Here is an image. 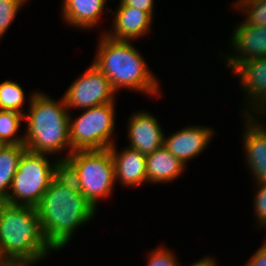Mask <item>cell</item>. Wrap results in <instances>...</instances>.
Instances as JSON below:
<instances>
[{
  "instance_id": "1",
  "label": "cell",
  "mask_w": 266,
  "mask_h": 266,
  "mask_svg": "<svg viewBox=\"0 0 266 266\" xmlns=\"http://www.w3.org/2000/svg\"><path fill=\"white\" fill-rule=\"evenodd\" d=\"M36 208L41 230L54 250L65 247L73 232L96 214V209L82 193L73 192L54 179Z\"/></svg>"
},
{
  "instance_id": "2",
  "label": "cell",
  "mask_w": 266,
  "mask_h": 266,
  "mask_svg": "<svg viewBox=\"0 0 266 266\" xmlns=\"http://www.w3.org/2000/svg\"><path fill=\"white\" fill-rule=\"evenodd\" d=\"M27 130L24 134V145L27 150L35 153L55 154L68 148L71 153L69 116L64 97L54 100L42 92H34L30 96ZM68 111V112H67Z\"/></svg>"
},
{
  "instance_id": "3",
  "label": "cell",
  "mask_w": 266,
  "mask_h": 266,
  "mask_svg": "<svg viewBox=\"0 0 266 266\" xmlns=\"http://www.w3.org/2000/svg\"><path fill=\"white\" fill-rule=\"evenodd\" d=\"M101 35L93 64L108 78L115 92L128 88L150 96L159 94V82L131 42Z\"/></svg>"
},
{
  "instance_id": "4",
  "label": "cell",
  "mask_w": 266,
  "mask_h": 266,
  "mask_svg": "<svg viewBox=\"0 0 266 266\" xmlns=\"http://www.w3.org/2000/svg\"><path fill=\"white\" fill-rule=\"evenodd\" d=\"M0 247L11 261L37 262L54 250L41 230L36 207L0 202Z\"/></svg>"
},
{
  "instance_id": "5",
  "label": "cell",
  "mask_w": 266,
  "mask_h": 266,
  "mask_svg": "<svg viewBox=\"0 0 266 266\" xmlns=\"http://www.w3.org/2000/svg\"><path fill=\"white\" fill-rule=\"evenodd\" d=\"M48 154L25 150L10 187L8 204L37 207L53 179V165Z\"/></svg>"
},
{
  "instance_id": "6",
  "label": "cell",
  "mask_w": 266,
  "mask_h": 266,
  "mask_svg": "<svg viewBox=\"0 0 266 266\" xmlns=\"http://www.w3.org/2000/svg\"><path fill=\"white\" fill-rule=\"evenodd\" d=\"M114 102L84 109L75 120L69 116L71 150H102L114 145Z\"/></svg>"
},
{
  "instance_id": "7",
  "label": "cell",
  "mask_w": 266,
  "mask_h": 266,
  "mask_svg": "<svg viewBox=\"0 0 266 266\" xmlns=\"http://www.w3.org/2000/svg\"><path fill=\"white\" fill-rule=\"evenodd\" d=\"M68 157L76 165L81 193L96 209L98 199L110 196L116 183L110 149L78 150Z\"/></svg>"
},
{
  "instance_id": "8",
  "label": "cell",
  "mask_w": 266,
  "mask_h": 266,
  "mask_svg": "<svg viewBox=\"0 0 266 266\" xmlns=\"http://www.w3.org/2000/svg\"><path fill=\"white\" fill-rule=\"evenodd\" d=\"M114 94L108 78L92 63L81 77L73 81L63 97L68 110L88 109L114 102Z\"/></svg>"
},
{
  "instance_id": "9",
  "label": "cell",
  "mask_w": 266,
  "mask_h": 266,
  "mask_svg": "<svg viewBox=\"0 0 266 266\" xmlns=\"http://www.w3.org/2000/svg\"><path fill=\"white\" fill-rule=\"evenodd\" d=\"M234 73L239 78L245 94H248L249 97L246 98L251 104L248 106L249 111L247 108L243 110V115L258 113L263 117L266 113V57L246 60L234 70Z\"/></svg>"
},
{
  "instance_id": "10",
  "label": "cell",
  "mask_w": 266,
  "mask_h": 266,
  "mask_svg": "<svg viewBox=\"0 0 266 266\" xmlns=\"http://www.w3.org/2000/svg\"><path fill=\"white\" fill-rule=\"evenodd\" d=\"M230 40L235 53L226 56L227 67L234 71L242 62L252 58L266 57V27L240 23Z\"/></svg>"
},
{
  "instance_id": "11",
  "label": "cell",
  "mask_w": 266,
  "mask_h": 266,
  "mask_svg": "<svg viewBox=\"0 0 266 266\" xmlns=\"http://www.w3.org/2000/svg\"><path fill=\"white\" fill-rule=\"evenodd\" d=\"M246 129L244 132V147L246 152L247 165L252 172L256 183L266 181V127L259 122L260 115H244ZM258 119V120H257ZM263 124V125H262Z\"/></svg>"
},
{
  "instance_id": "12",
  "label": "cell",
  "mask_w": 266,
  "mask_h": 266,
  "mask_svg": "<svg viewBox=\"0 0 266 266\" xmlns=\"http://www.w3.org/2000/svg\"><path fill=\"white\" fill-rule=\"evenodd\" d=\"M130 117L127 127L130 140L128 147L147 155L163 145L164 132L154 116L147 111H139Z\"/></svg>"
},
{
  "instance_id": "13",
  "label": "cell",
  "mask_w": 266,
  "mask_h": 266,
  "mask_svg": "<svg viewBox=\"0 0 266 266\" xmlns=\"http://www.w3.org/2000/svg\"><path fill=\"white\" fill-rule=\"evenodd\" d=\"M212 135L213 129L207 126H188L167 138L164 136L163 146L186 166L188 160L206 149Z\"/></svg>"
},
{
  "instance_id": "14",
  "label": "cell",
  "mask_w": 266,
  "mask_h": 266,
  "mask_svg": "<svg viewBox=\"0 0 266 266\" xmlns=\"http://www.w3.org/2000/svg\"><path fill=\"white\" fill-rule=\"evenodd\" d=\"M114 13L113 32H104L114 40H134L146 34L150 28L153 17L142 10L126 6L122 2Z\"/></svg>"
},
{
  "instance_id": "15",
  "label": "cell",
  "mask_w": 266,
  "mask_h": 266,
  "mask_svg": "<svg viewBox=\"0 0 266 266\" xmlns=\"http://www.w3.org/2000/svg\"><path fill=\"white\" fill-rule=\"evenodd\" d=\"M109 149L113 157L116 182L119 180L120 184L126 187L139 186L147 182L146 155L130 147L119 154L115 145Z\"/></svg>"
},
{
  "instance_id": "16",
  "label": "cell",
  "mask_w": 266,
  "mask_h": 266,
  "mask_svg": "<svg viewBox=\"0 0 266 266\" xmlns=\"http://www.w3.org/2000/svg\"><path fill=\"white\" fill-rule=\"evenodd\" d=\"M185 165L165 147L146 155L147 183H166L177 179Z\"/></svg>"
},
{
  "instance_id": "17",
  "label": "cell",
  "mask_w": 266,
  "mask_h": 266,
  "mask_svg": "<svg viewBox=\"0 0 266 266\" xmlns=\"http://www.w3.org/2000/svg\"><path fill=\"white\" fill-rule=\"evenodd\" d=\"M106 0H63L62 17L77 28L89 29L98 25Z\"/></svg>"
},
{
  "instance_id": "18",
  "label": "cell",
  "mask_w": 266,
  "mask_h": 266,
  "mask_svg": "<svg viewBox=\"0 0 266 266\" xmlns=\"http://www.w3.org/2000/svg\"><path fill=\"white\" fill-rule=\"evenodd\" d=\"M25 145H4L0 149V202H5Z\"/></svg>"
},
{
  "instance_id": "19",
  "label": "cell",
  "mask_w": 266,
  "mask_h": 266,
  "mask_svg": "<svg viewBox=\"0 0 266 266\" xmlns=\"http://www.w3.org/2000/svg\"><path fill=\"white\" fill-rule=\"evenodd\" d=\"M24 115L13 110H0V141L3 145H24V135L17 134Z\"/></svg>"
},
{
  "instance_id": "20",
  "label": "cell",
  "mask_w": 266,
  "mask_h": 266,
  "mask_svg": "<svg viewBox=\"0 0 266 266\" xmlns=\"http://www.w3.org/2000/svg\"><path fill=\"white\" fill-rule=\"evenodd\" d=\"M53 164V179L71 191L81 193V182L75 163L64 156Z\"/></svg>"
},
{
  "instance_id": "21",
  "label": "cell",
  "mask_w": 266,
  "mask_h": 266,
  "mask_svg": "<svg viewBox=\"0 0 266 266\" xmlns=\"http://www.w3.org/2000/svg\"><path fill=\"white\" fill-rule=\"evenodd\" d=\"M24 101L25 94L19 83L6 80L0 84V110H13L25 115L21 108Z\"/></svg>"
},
{
  "instance_id": "22",
  "label": "cell",
  "mask_w": 266,
  "mask_h": 266,
  "mask_svg": "<svg viewBox=\"0 0 266 266\" xmlns=\"http://www.w3.org/2000/svg\"><path fill=\"white\" fill-rule=\"evenodd\" d=\"M234 8L247 14L244 20L246 24L266 27V0H237Z\"/></svg>"
},
{
  "instance_id": "23",
  "label": "cell",
  "mask_w": 266,
  "mask_h": 266,
  "mask_svg": "<svg viewBox=\"0 0 266 266\" xmlns=\"http://www.w3.org/2000/svg\"><path fill=\"white\" fill-rule=\"evenodd\" d=\"M27 0H0V38L3 37L17 12ZM1 40V39H0Z\"/></svg>"
},
{
  "instance_id": "24",
  "label": "cell",
  "mask_w": 266,
  "mask_h": 266,
  "mask_svg": "<svg viewBox=\"0 0 266 266\" xmlns=\"http://www.w3.org/2000/svg\"><path fill=\"white\" fill-rule=\"evenodd\" d=\"M255 193L254 210L258 225L266 227V181L258 183Z\"/></svg>"
},
{
  "instance_id": "25",
  "label": "cell",
  "mask_w": 266,
  "mask_h": 266,
  "mask_svg": "<svg viewBox=\"0 0 266 266\" xmlns=\"http://www.w3.org/2000/svg\"><path fill=\"white\" fill-rule=\"evenodd\" d=\"M147 266H179L175 255L166 248H157L149 254Z\"/></svg>"
},
{
  "instance_id": "26",
  "label": "cell",
  "mask_w": 266,
  "mask_h": 266,
  "mask_svg": "<svg viewBox=\"0 0 266 266\" xmlns=\"http://www.w3.org/2000/svg\"><path fill=\"white\" fill-rule=\"evenodd\" d=\"M126 6H132L144 12H148L152 17L154 10V0H121Z\"/></svg>"
},
{
  "instance_id": "27",
  "label": "cell",
  "mask_w": 266,
  "mask_h": 266,
  "mask_svg": "<svg viewBox=\"0 0 266 266\" xmlns=\"http://www.w3.org/2000/svg\"><path fill=\"white\" fill-rule=\"evenodd\" d=\"M245 266H266V242L254 253Z\"/></svg>"
},
{
  "instance_id": "28",
  "label": "cell",
  "mask_w": 266,
  "mask_h": 266,
  "mask_svg": "<svg viewBox=\"0 0 266 266\" xmlns=\"http://www.w3.org/2000/svg\"><path fill=\"white\" fill-rule=\"evenodd\" d=\"M190 266H217L215 259L211 257H203L201 260L195 262L194 264Z\"/></svg>"
},
{
  "instance_id": "29",
  "label": "cell",
  "mask_w": 266,
  "mask_h": 266,
  "mask_svg": "<svg viewBox=\"0 0 266 266\" xmlns=\"http://www.w3.org/2000/svg\"><path fill=\"white\" fill-rule=\"evenodd\" d=\"M35 263L30 261H10L6 266H31Z\"/></svg>"
},
{
  "instance_id": "30",
  "label": "cell",
  "mask_w": 266,
  "mask_h": 266,
  "mask_svg": "<svg viewBox=\"0 0 266 266\" xmlns=\"http://www.w3.org/2000/svg\"><path fill=\"white\" fill-rule=\"evenodd\" d=\"M11 260L5 255L3 249L0 247V266H6Z\"/></svg>"
},
{
  "instance_id": "31",
  "label": "cell",
  "mask_w": 266,
  "mask_h": 266,
  "mask_svg": "<svg viewBox=\"0 0 266 266\" xmlns=\"http://www.w3.org/2000/svg\"><path fill=\"white\" fill-rule=\"evenodd\" d=\"M3 146H4L3 143L0 141V149H1Z\"/></svg>"
}]
</instances>
